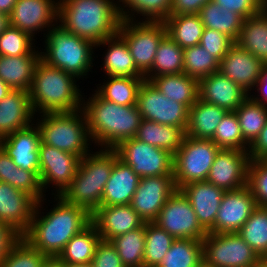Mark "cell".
Here are the masks:
<instances>
[{
    "mask_svg": "<svg viewBox=\"0 0 267 267\" xmlns=\"http://www.w3.org/2000/svg\"><path fill=\"white\" fill-rule=\"evenodd\" d=\"M118 34L128 44L136 68L145 75L152 68L157 48L167 30L164 21L121 20Z\"/></svg>",
    "mask_w": 267,
    "mask_h": 267,
    "instance_id": "obj_9",
    "label": "cell"
},
{
    "mask_svg": "<svg viewBox=\"0 0 267 267\" xmlns=\"http://www.w3.org/2000/svg\"><path fill=\"white\" fill-rule=\"evenodd\" d=\"M154 223L175 239L203 240L208 233L199 223L189 199L179 189L167 199Z\"/></svg>",
    "mask_w": 267,
    "mask_h": 267,
    "instance_id": "obj_12",
    "label": "cell"
},
{
    "mask_svg": "<svg viewBox=\"0 0 267 267\" xmlns=\"http://www.w3.org/2000/svg\"><path fill=\"white\" fill-rule=\"evenodd\" d=\"M235 43L267 65V7L243 20Z\"/></svg>",
    "mask_w": 267,
    "mask_h": 267,
    "instance_id": "obj_30",
    "label": "cell"
},
{
    "mask_svg": "<svg viewBox=\"0 0 267 267\" xmlns=\"http://www.w3.org/2000/svg\"><path fill=\"white\" fill-rule=\"evenodd\" d=\"M33 40V37L29 33L9 25L0 35V55L22 56L27 54H41L38 50H35Z\"/></svg>",
    "mask_w": 267,
    "mask_h": 267,
    "instance_id": "obj_46",
    "label": "cell"
},
{
    "mask_svg": "<svg viewBox=\"0 0 267 267\" xmlns=\"http://www.w3.org/2000/svg\"><path fill=\"white\" fill-rule=\"evenodd\" d=\"M17 0H0V12L10 15Z\"/></svg>",
    "mask_w": 267,
    "mask_h": 267,
    "instance_id": "obj_59",
    "label": "cell"
},
{
    "mask_svg": "<svg viewBox=\"0 0 267 267\" xmlns=\"http://www.w3.org/2000/svg\"><path fill=\"white\" fill-rule=\"evenodd\" d=\"M46 34L45 49L41 53V60L49 66L64 70L76 78L87 76L92 68L93 47L95 45L87 39L72 34L60 24L51 27ZM93 56V57H92Z\"/></svg>",
    "mask_w": 267,
    "mask_h": 267,
    "instance_id": "obj_6",
    "label": "cell"
},
{
    "mask_svg": "<svg viewBox=\"0 0 267 267\" xmlns=\"http://www.w3.org/2000/svg\"><path fill=\"white\" fill-rule=\"evenodd\" d=\"M80 159L75 154L41 143L39 178L43 192L50 183L56 186V195L60 196L75 177Z\"/></svg>",
    "mask_w": 267,
    "mask_h": 267,
    "instance_id": "obj_14",
    "label": "cell"
},
{
    "mask_svg": "<svg viewBox=\"0 0 267 267\" xmlns=\"http://www.w3.org/2000/svg\"><path fill=\"white\" fill-rule=\"evenodd\" d=\"M175 238L154 222L145 223L143 267H158Z\"/></svg>",
    "mask_w": 267,
    "mask_h": 267,
    "instance_id": "obj_43",
    "label": "cell"
},
{
    "mask_svg": "<svg viewBox=\"0 0 267 267\" xmlns=\"http://www.w3.org/2000/svg\"><path fill=\"white\" fill-rule=\"evenodd\" d=\"M47 256L33 248L23 237L11 248L0 267H41Z\"/></svg>",
    "mask_w": 267,
    "mask_h": 267,
    "instance_id": "obj_47",
    "label": "cell"
},
{
    "mask_svg": "<svg viewBox=\"0 0 267 267\" xmlns=\"http://www.w3.org/2000/svg\"><path fill=\"white\" fill-rule=\"evenodd\" d=\"M264 65L252 53L235 43L220 61L219 71L250 95L249 91L254 90Z\"/></svg>",
    "mask_w": 267,
    "mask_h": 267,
    "instance_id": "obj_20",
    "label": "cell"
},
{
    "mask_svg": "<svg viewBox=\"0 0 267 267\" xmlns=\"http://www.w3.org/2000/svg\"><path fill=\"white\" fill-rule=\"evenodd\" d=\"M254 88L258 90V93H261L260 95H257L258 97H254L253 95H251L250 97L254 101L260 102L261 104L267 106V65L263 66L260 79L256 82Z\"/></svg>",
    "mask_w": 267,
    "mask_h": 267,
    "instance_id": "obj_57",
    "label": "cell"
},
{
    "mask_svg": "<svg viewBox=\"0 0 267 267\" xmlns=\"http://www.w3.org/2000/svg\"><path fill=\"white\" fill-rule=\"evenodd\" d=\"M114 150L119 159L141 178L173 175V154L139 141L135 137L121 142Z\"/></svg>",
    "mask_w": 267,
    "mask_h": 267,
    "instance_id": "obj_11",
    "label": "cell"
},
{
    "mask_svg": "<svg viewBox=\"0 0 267 267\" xmlns=\"http://www.w3.org/2000/svg\"><path fill=\"white\" fill-rule=\"evenodd\" d=\"M210 0H172L170 15L198 14Z\"/></svg>",
    "mask_w": 267,
    "mask_h": 267,
    "instance_id": "obj_54",
    "label": "cell"
},
{
    "mask_svg": "<svg viewBox=\"0 0 267 267\" xmlns=\"http://www.w3.org/2000/svg\"><path fill=\"white\" fill-rule=\"evenodd\" d=\"M145 78L111 77L95 92L102 98L119 105H136L139 89Z\"/></svg>",
    "mask_w": 267,
    "mask_h": 267,
    "instance_id": "obj_37",
    "label": "cell"
},
{
    "mask_svg": "<svg viewBox=\"0 0 267 267\" xmlns=\"http://www.w3.org/2000/svg\"><path fill=\"white\" fill-rule=\"evenodd\" d=\"M100 240L101 236L91 222L68 241L58 258L63 263L70 265L91 264Z\"/></svg>",
    "mask_w": 267,
    "mask_h": 267,
    "instance_id": "obj_33",
    "label": "cell"
},
{
    "mask_svg": "<svg viewBox=\"0 0 267 267\" xmlns=\"http://www.w3.org/2000/svg\"><path fill=\"white\" fill-rule=\"evenodd\" d=\"M117 2H122L123 6L117 3L121 20L134 21L133 16L137 13L142 14L145 21H165L170 16L172 9V0H117Z\"/></svg>",
    "mask_w": 267,
    "mask_h": 267,
    "instance_id": "obj_38",
    "label": "cell"
},
{
    "mask_svg": "<svg viewBox=\"0 0 267 267\" xmlns=\"http://www.w3.org/2000/svg\"><path fill=\"white\" fill-rule=\"evenodd\" d=\"M247 186L250 188L257 206L267 205V160H250Z\"/></svg>",
    "mask_w": 267,
    "mask_h": 267,
    "instance_id": "obj_48",
    "label": "cell"
},
{
    "mask_svg": "<svg viewBox=\"0 0 267 267\" xmlns=\"http://www.w3.org/2000/svg\"><path fill=\"white\" fill-rule=\"evenodd\" d=\"M249 96L237 83L220 71L199 80V99L229 111H235Z\"/></svg>",
    "mask_w": 267,
    "mask_h": 267,
    "instance_id": "obj_24",
    "label": "cell"
},
{
    "mask_svg": "<svg viewBox=\"0 0 267 267\" xmlns=\"http://www.w3.org/2000/svg\"><path fill=\"white\" fill-rule=\"evenodd\" d=\"M183 48H181L168 34L161 40L152 68L144 75L145 80L165 74L184 73Z\"/></svg>",
    "mask_w": 267,
    "mask_h": 267,
    "instance_id": "obj_35",
    "label": "cell"
},
{
    "mask_svg": "<svg viewBox=\"0 0 267 267\" xmlns=\"http://www.w3.org/2000/svg\"><path fill=\"white\" fill-rule=\"evenodd\" d=\"M220 149L249 150V144L244 140L239 120L235 111H229L216 127L211 139Z\"/></svg>",
    "mask_w": 267,
    "mask_h": 267,
    "instance_id": "obj_45",
    "label": "cell"
},
{
    "mask_svg": "<svg viewBox=\"0 0 267 267\" xmlns=\"http://www.w3.org/2000/svg\"><path fill=\"white\" fill-rule=\"evenodd\" d=\"M196 267H212L208 265L204 260H202Z\"/></svg>",
    "mask_w": 267,
    "mask_h": 267,
    "instance_id": "obj_64",
    "label": "cell"
},
{
    "mask_svg": "<svg viewBox=\"0 0 267 267\" xmlns=\"http://www.w3.org/2000/svg\"><path fill=\"white\" fill-rule=\"evenodd\" d=\"M150 82L167 98L188 109L199 98V81L185 73L160 75Z\"/></svg>",
    "mask_w": 267,
    "mask_h": 267,
    "instance_id": "obj_31",
    "label": "cell"
},
{
    "mask_svg": "<svg viewBox=\"0 0 267 267\" xmlns=\"http://www.w3.org/2000/svg\"><path fill=\"white\" fill-rule=\"evenodd\" d=\"M114 0H59L58 23L94 45L118 33L120 15ZM61 22V23H60Z\"/></svg>",
    "mask_w": 267,
    "mask_h": 267,
    "instance_id": "obj_3",
    "label": "cell"
},
{
    "mask_svg": "<svg viewBox=\"0 0 267 267\" xmlns=\"http://www.w3.org/2000/svg\"><path fill=\"white\" fill-rule=\"evenodd\" d=\"M75 78L74 75L40 60L29 90L33 113L74 112L82 109V92L78 89Z\"/></svg>",
    "mask_w": 267,
    "mask_h": 267,
    "instance_id": "obj_4",
    "label": "cell"
},
{
    "mask_svg": "<svg viewBox=\"0 0 267 267\" xmlns=\"http://www.w3.org/2000/svg\"><path fill=\"white\" fill-rule=\"evenodd\" d=\"M262 257H267V209L257 206L237 232Z\"/></svg>",
    "mask_w": 267,
    "mask_h": 267,
    "instance_id": "obj_40",
    "label": "cell"
},
{
    "mask_svg": "<svg viewBox=\"0 0 267 267\" xmlns=\"http://www.w3.org/2000/svg\"><path fill=\"white\" fill-rule=\"evenodd\" d=\"M136 106L142 119L186 130L189 109L167 98L148 80L139 89Z\"/></svg>",
    "mask_w": 267,
    "mask_h": 267,
    "instance_id": "obj_13",
    "label": "cell"
},
{
    "mask_svg": "<svg viewBox=\"0 0 267 267\" xmlns=\"http://www.w3.org/2000/svg\"><path fill=\"white\" fill-rule=\"evenodd\" d=\"M54 198L57 203L46 215H39L43 200L36 203L30 227L22 237L42 254L58 257L68 241L91 223V214L61 196Z\"/></svg>",
    "mask_w": 267,
    "mask_h": 267,
    "instance_id": "obj_1",
    "label": "cell"
},
{
    "mask_svg": "<svg viewBox=\"0 0 267 267\" xmlns=\"http://www.w3.org/2000/svg\"><path fill=\"white\" fill-rule=\"evenodd\" d=\"M14 167H16V165L13 160L0 147V181L8 183L12 187Z\"/></svg>",
    "mask_w": 267,
    "mask_h": 267,
    "instance_id": "obj_56",
    "label": "cell"
},
{
    "mask_svg": "<svg viewBox=\"0 0 267 267\" xmlns=\"http://www.w3.org/2000/svg\"><path fill=\"white\" fill-rule=\"evenodd\" d=\"M140 178L130 166L118 158L105 185L101 206L131 204Z\"/></svg>",
    "mask_w": 267,
    "mask_h": 267,
    "instance_id": "obj_26",
    "label": "cell"
},
{
    "mask_svg": "<svg viewBox=\"0 0 267 267\" xmlns=\"http://www.w3.org/2000/svg\"><path fill=\"white\" fill-rule=\"evenodd\" d=\"M41 267H63V262L58 257L47 256Z\"/></svg>",
    "mask_w": 267,
    "mask_h": 267,
    "instance_id": "obj_58",
    "label": "cell"
},
{
    "mask_svg": "<svg viewBox=\"0 0 267 267\" xmlns=\"http://www.w3.org/2000/svg\"><path fill=\"white\" fill-rule=\"evenodd\" d=\"M58 4L55 0H17L9 15V24L34 37L36 31L56 25Z\"/></svg>",
    "mask_w": 267,
    "mask_h": 267,
    "instance_id": "obj_17",
    "label": "cell"
},
{
    "mask_svg": "<svg viewBox=\"0 0 267 267\" xmlns=\"http://www.w3.org/2000/svg\"><path fill=\"white\" fill-rule=\"evenodd\" d=\"M13 187L28 193L37 202L42 199L46 200L41 187L39 171H29L17 166L14 167Z\"/></svg>",
    "mask_w": 267,
    "mask_h": 267,
    "instance_id": "obj_50",
    "label": "cell"
},
{
    "mask_svg": "<svg viewBox=\"0 0 267 267\" xmlns=\"http://www.w3.org/2000/svg\"><path fill=\"white\" fill-rule=\"evenodd\" d=\"M22 238L11 226L0 222V264L10 253L11 248Z\"/></svg>",
    "mask_w": 267,
    "mask_h": 267,
    "instance_id": "obj_53",
    "label": "cell"
},
{
    "mask_svg": "<svg viewBox=\"0 0 267 267\" xmlns=\"http://www.w3.org/2000/svg\"><path fill=\"white\" fill-rule=\"evenodd\" d=\"M125 267H143L145 249V223L110 241Z\"/></svg>",
    "mask_w": 267,
    "mask_h": 267,
    "instance_id": "obj_41",
    "label": "cell"
},
{
    "mask_svg": "<svg viewBox=\"0 0 267 267\" xmlns=\"http://www.w3.org/2000/svg\"><path fill=\"white\" fill-rule=\"evenodd\" d=\"M229 11L238 13L244 19L253 16L267 7V0H212Z\"/></svg>",
    "mask_w": 267,
    "mask_h": 267,
    "instance_id": "obj_52",
    "label": "cell"
},
{
    "mask_svg": "<svg viewBox=\"0 0 267 267\" xmlns=\"http://www.w3.org/2000/svg\"><path fill=\"white\" fill-rule=\"evenodd\" d=\"M199 44L220 62L235 41L222 32L204 28Z\"/></svg>",
    "mask_w": 267,
    "mask_h": 267,
    "instance_id": "obj_49",
    "label": "cell"
},
{
    "mask_svg": "<svg viewBox=\"0 0 267 267\" xmlns=\"http://www.w3.org/2000/svg\"><path fill=\"white\" fill-rule=\"evenodd\" d=\"M203 260L212 267H257L260 257L238 233H207Z\"/></svg>",
    "mask_w": 267,
    "mask_h": 267,
    "instance_id": "obj_10",
    "label": "cell"
},
{
    "mask_svg": "<svg viewBox=\"0 0 267 267\" xmlns=\"http://www.w3.org/2000/svg\"><path fill=\"white\" fill-rule=\"evenodd\" d=\"M257 267H267V257H262Z\"/></svg>",
    "mask_w": 267,
    "mask_h": 267,
    "instance_id": "obj_63",
    "label": "cell"
},
{
    "mask_svg": "<svg viewBox=\"0 0 267 267\" xmlns=\"http://www.w3.org/2000/svg\"><path fill=\"white\" fill-rule=\"evenodd\" d=\"M248 151L220 149L210 168L207 182L224 191H234L247 185Z\"/></svg>",
    "mask_w": 267,
    "mask_h": 267,
    "instance_id": "obj_16",
    "label": "cell"
},
{
    "mask_svg": "<svg viewBox=\"0 0 267 267\" xmlns=\"http://www.w3.org/2000/svg\"><path fill=\"white\" fill-rule=\"evenodd\" d=\"M92 267H125L110 241L100 240L93 256Z\"/></svg>",
    "mask_w": 267,
    "mask_h": 267,
    "instance_id": "obj_51",
    "label": "cell"
},
{
    "mask_svg": "<svg viewBox=\"0 0 267 267\" xmlns=\"http://www.w3.org/2000/svg\"><path fill=\"white\" fill-rule=\"evenodd\" d=\"M175 191L173 175L140 178L130 205L145 223L154 222Z\"/></svg>",
    "mask_w": 267,
    "mask_h": 267,
    "instance_id": "obj_15",
    "label": "cell"
},
{
    "mask_svg": "<svg viewBox=\"0 0 267 267\" xmlns=\"http://www.w3.org/2000/svg\"><path fill=\"white\" fill-rule=\"evenodd\" d=\"M167 34L183 49L198 45L204 30L198 14L170 15L165 21Z\"/></svg>",
    "mask_w": 267,
    "mask_h": 267,
    "instance_id": "obj_36",
    "label": "cell"
},
{
    "mask_svg": "<svg viewBox=\"0 0 267 267\" xmlns=\"http://www.w3.org/2000/svg\"><path fill=\"white\" fill-rule=\"evenodd\" d=\"M36 123L41 143L83 158L90 153V135L82 109L74 112L42 113ZM89 148V149H88Z\"/></svg>",
    "mask_w": 267,
    "mask_h": 267,
    "instance_id": "obj_7",
    "label": "cell"
},
{
    "mask_svg": "<svg viewBox=\"0 0 267 267\" xmlns=\"http://www.w3.org/2000/svg\"><path fill=\"white\" fill-rule=\"evenodd\" d=\"M83 101L89 135L98 147L114 149L136 136L142 120L136 105H119L102 99L97 93Z\"/></svg>",
    "mask_w": 267,
    "mask_h": 267,
    "instance_id": "obj_2",
    "label": "cell"
},
{
    "mask_svg": "<svg viewBox=\"0 0 267 267\" xmlns=\"http://www.w3.org/2000/svg\"><path fill=\"white\" fill-rule=\"evenodd\" d=\"M17 130L0 139V147L23 170L39 171L40 132L36 125Z\"/></svg>",
    "mask_w": 267,
    "mask_h": 267,
    "instance_id": "obj_21",
    "label": "cell"
},
{
    "mask_svg": "<svg viewBox=\"0 0 267 267\" xmlns=\"http://www.w3.org/2000/svg\"><path fill=\"white\" fill-rule=\"evenodd\" d=\"M100 45L106 47L108 45L103 62V69L108 77L144 78V75L135 66L128 44L118 33L102 40L95 47H101Z\"/></svg>",
    "mask_w": 267,
    "mask_h": 267,
    "instance_id": "obj_27",
    "label": "cell"
},
{
    "mask_svg": "<svg viewBox=\"0 0 267 267\" xmlns=\"http://www.w3.org/2000/svg\"><path fill=\"white\" fill-rule=\"evenodd\" d=\"M91 222L96 226L101 239L105 241H111L145 223L130 204L100 206L91 215Z\"/></svg>",
    "mask_w": 267,
    "mask_h": 267,
    "instance_id": "obj_22",
    "label": "cell"
},
{
    "mask_svg": "<svg viewBox=\"0 0 267 267\" xmlns=\"http://www.w3.org/2000/svg\"><path fill=\"white\" fill-rule=\"evenodd\" d=\"M33 119L29 92L12 90L0 101V139L29 127Z\"/></svg>",
    "mask_w": 267,
    "mask_h": 267,
    "instance_id": "obj_25",
    "label": "cell"
},
{
    "mask_svg": "<svg viewBox=\"0 0 267 267\" xmlns=\"http://www.w3.org/2000/svg\"><path fill=\"white\" fill-rule=\"evenodd\" d=\"M256 207L255 198L247 185L225 191L214 222V233H237Z\"/></svg>",
    "mask_w": 267,
    "mask_h": 267,
    "instance_id": "obj_18",
    "label": "cell"
},
{
    "mask_svg": "<svg viewBox=\"0 0 267 267\" xmlns=\"http://www.w3.org/2000/svg\"><path fill=\"white\" fill-rule=\"evenodd\" d=\"M184 73L198 81L219 71V61L200 44L183 49Z\"/></svg>",
    "mask_w": 267,
    "mask_h": 267,
    "instance_id": "obj_44",
    "label": "cell"
},
{
    "mask_svg": "<svg viewBox=\"0 0 267 267\" xmlns=\"http://www.w3.org/2000/svg\"><path fill=\"white\" fill-rule=\"evenodd\" d=\"M118 158L114 149L104 148L85 155L80 159L75 177L60 196L92 215L101 206L105 185Z\"/></svg>",
    "mask_w": 267,
    "mask_h": 267,
    "instance_id": "obj_5",
    "label": "cell"
},
{
    "mask_svg": "<svg viewBox=\"0 0 267 267\" xmlns=\"http://www.w3.org/2000/svg\"><path fill=\"white\" fill-rule=\"evenodd\" d=\"M244 140L251 145L267 121V106L254 101L250 95L235 110Z\"/></svg>",
    "mask_w": 267,
    "mask_h": 267,
    "instance_id": "obj_39",
    "label": "cell"
},
{
    "mask_svg": "<svg viewBox=\"0 0 267 267\" xmlns=\"http://www.w3.org/2000/svg\"><path fill=\"white\" fill-rule=\"evenodd\" d=\"M202 260V240L175 239L158 267H196Z\"/></svg>",
    "mask_w": 267,
    "mask_h": 267,
    "instance_id": "obj_42",
    "label": "cell"
},
{
    "mask_svg": "<svg viewBox=\"0 0 267 267\" xmlns=\"http://www.w3.org/2000/svg\"><path fill=\"white\" fill-rule=\"evenodd\" d=\"M185 136L182 128L142 119L135 138L174 155L182 145Z\"/></svg>",
    "mask_w": 267,
    "mask_h": 267,
    "instance_id": "obj_32",
    "label": "cell"
},
{
    "mask_svg": "<svg viewBox=\"0 0 267 267\" xmlns=\"http://www.w3.org/2000/svg\"><path fill=\"white\" fill-rule=\"evenodd\" d=\"M250 160H267V121L258 137L249 146Z\"/></svg>",
    "mask_w": 267,
    "mask_h": 267,
    "instance_id": "obj_55",
    "label": "cell"
},
{
    "mask_svg": "<svg viewBox=\"0 0 267 267\" xmlns=\"http://www.w3.org/2000/svg\"><path fill=\"white\" fill-rule=\"evenodd\" d=\"M228 111L201 99L189 108L186 136L196 139H212L216 127Z\"/></svg>",
    "mask_w": 267,
    "mask_h": 267,
    "instance_id": "obj_29",
    "label": "cell"
},
{
    "mask_svg": "<svg viewBox=\"0 0 267 267\" xmlns=\"http://www.w3.org/2000/svg\"><path fill=\"white\" fill-rule=\"evenodd\" d=\"M63 267H92V265L91 264L70 265L63 263Z\"/></svg>",
    "mask_w": 267,
    "mask_h": 267,
    "instance_id": "obj_62",
    "label": "cell"
},
{
    "mask_svg": "<svg viewBox=\"0 0 267 267\" xmlns=\"http://www.w3.org/2000/svg\"><path fill=\"white\" fill-rule=\"evenodd\" d=\"M37 201L28 193L0 181V222L23 236L29 229Z\"/></svg>",
    "mask_w": 267,
    "mask_h": 267,
    "instance_id": "obj_19",
    "label": "cell"
},
{
    "mask_svg": "<svg viewBox=\"0 0 267 267\" xmlns=\"http://www.w3.org/2000/svg\"><path fill=\"white\" fill-rule=\"evenodd\" d=\"M11 91L12 89L0 78V101Z\"/></svg>",
    "mask_w": 267,
    "mask_h": 267,
    "instance_id": "obj_61",
    "label": "cell"
},
{
    "mask_svg": "<svg viewBox=\"0 0 267 267\" xmlns=\"http://www.w3.org/2000/svg\"><path fill=\"white\" fill-rule=\"evenodd\" d=\"M180 190L189 199L201 226L214 233V222L225 191L207 181L193 182Z\"/></svg>",
    "mask_w": 267,
    "mask_h": 267,
    "instance_id": "obj_23",
    "label": "cell"
},
{
    "mask_svg": "<svg viewBox=\"0 0 267 267\" xmlns=\"http://www.w3.org/2000/svg\"><path fill=\"white\" fill-rule=\"evenodd\" d=\"M198 15L204 28L214 29L226 34L234 41L237 40L244 20L238 13L229 11L210 0L200 9Z\"/></svg>",
    "mask_w": 267,
    "mask_h": 267,
    "instance_id": "obj_34",
    "label": "cell"
},
{
    "mask_svg": "<svg viewBox=\"0 0 267 267\" xmlns=\"http://www.w3.org/2000/svg\"><path fill=\"white\" fill-rule=\"evenodd\" d=\"M220 148L211 139L185 136L182 145L173 155V177L176 189L184 185L206 181Z\"/></svg>",
    "mask_w": 267,
    "mask_h": 267,
    "instance_id": "obj_8",
    "label": "cell"
},
{
    "mask_svg": "<svg viewBox=\"0 0 267 267\" xmlns=\"http://www.w3.org/2000/svg\"><path fill=\"white\" fill-rule=\"evenodd\" d=\"M9 16L0 12V35L9 27Z\"/></svg>",
    "mask_w": 267,
    "mask_h": 267,
    "instance_id": "obj_60",
    "label": "cell"
},
{
    "mask_svg": "<svg viewBox=\"0 0 267 267\" xmlns=\"http://www.w3.org/2000/svg\"><path fill=\"white\" fill-rule=\"evenodd\" d=\"M41 54L0 55V78L12 89L29 92Z\"/></svg>",
    "mask_w": 267,
    "mask_h": 267,
    "instance_id": "obj_28",
    "label": "cell"
}]
</instances>
